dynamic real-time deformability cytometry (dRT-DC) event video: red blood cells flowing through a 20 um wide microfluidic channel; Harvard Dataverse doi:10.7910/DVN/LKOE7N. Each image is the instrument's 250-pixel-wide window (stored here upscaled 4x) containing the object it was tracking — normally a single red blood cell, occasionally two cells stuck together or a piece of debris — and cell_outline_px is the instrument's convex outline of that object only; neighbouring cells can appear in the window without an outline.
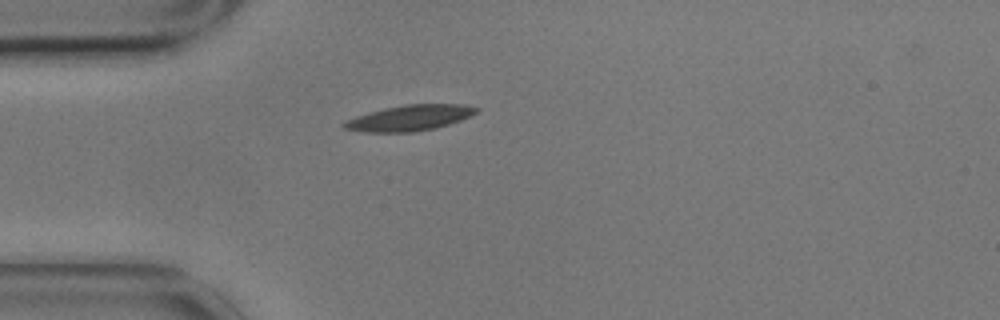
{"species": "common noctule bat (a hibernating species)", "species_latin": "Nyctalus noctula", "temperature_condition": "cold", "stored_images_in_passage": 43, "camera_frame_rate_fps": 3000, "um_per_image_px": 0.085, "animal": {"sex": "male", "body_mass_g": 17.9}, "frame": {"image": 1, "passage_image": 1, "time_ms": 0.0, "image_size_px": [1000, 320], "cell_outline_px": [[480, 108], [476, 112], [460, 120], [436, 128], [412, 132], [364, 132], [344, 128], [340, 124], [356, 116], [368, 112], [384, 108], [404, 104], [464, 104]], "centroid_in_image_um": [34.8, 10.02], "position_along_channel_um": 50.2, "area_um2": 19.71}}
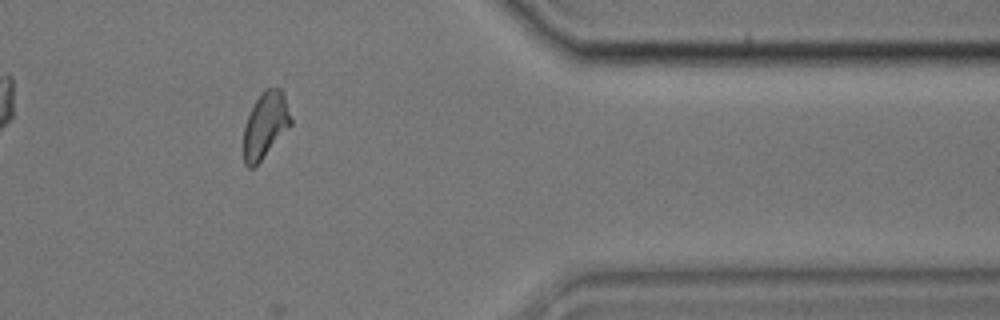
{"frame": {"image": 2, "passage_image": 33, "time_ms": 10.667, "image_size_px": [1000, 320], "cell_outline_px": [[292, 124], [260, 160], [252, 168], [248, 168], [244, 164], [244, 128], [248, 116], [256, 100], [264, 88], [280, 88], [284, 92], [292, 120]], "centroid_in_image_um": [22.57, 10.6], "position_along_channel_um": 388.8, "area_um2": 17.86}}